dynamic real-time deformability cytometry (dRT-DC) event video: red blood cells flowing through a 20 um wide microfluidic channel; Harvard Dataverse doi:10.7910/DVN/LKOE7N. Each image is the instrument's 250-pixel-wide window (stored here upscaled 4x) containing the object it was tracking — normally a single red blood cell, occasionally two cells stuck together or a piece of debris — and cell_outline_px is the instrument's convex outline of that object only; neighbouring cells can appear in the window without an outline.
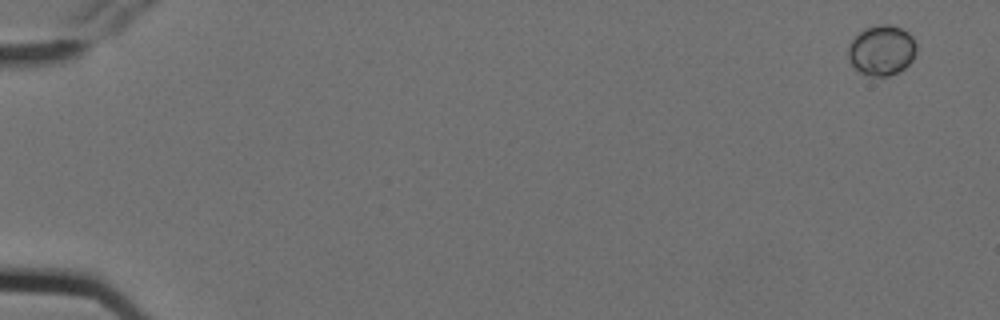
{"species": "Egyptian fruit bat (a non-hibernating species)", "species_latin": "Rousettus aegyptiacus", "temperature_condition": "cold", "stored_images_in_passage": 6, "camera_frame_rate_fps": 3000, "um_per_image_px": 0.085, "animal": {"sex": "female"}, "frame": {"image": 1, "passage_image": 1, "time_ms": 0.0, "image_size_px": [1000, 320], "cell_outline_px": [[916, 52], [912, 60], [904, 68], [888, 76], [872, 76], [860, 72], [848, 60], [848, 48], [852, 40], [860, 32], [876, 24], [888, 24], [900, 28], [908, 32], [912, 36], [916, 44]], "centroid_in_image_um": [74.95, 4.27], "position_along_channel_um": 10.1, "area_um2": 19.77}}
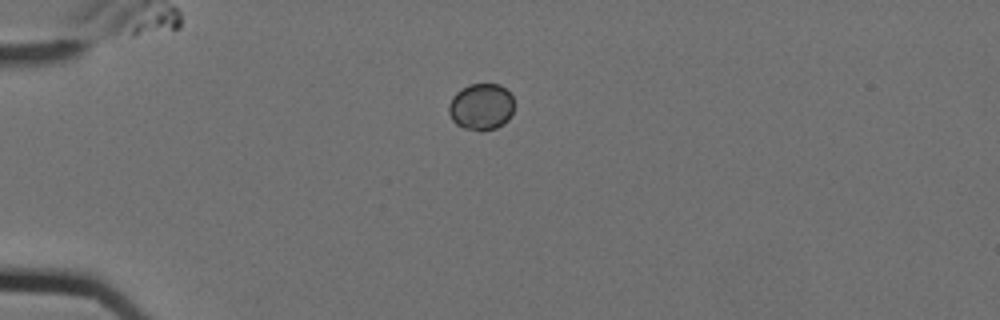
{"frame": {"image": 2, "passage_image": 5, "time_ms": 1.333, "image_size_px": [1000, 320], "cell_outline_px": [[512, 112], [508, 120], [504, 124], [496, 128], [480, 132], [464, 128], [456, 124], [452, 120], [448, 112], [448, 104], [452, 96], [460, 88], [468, 84], [500, 84], [512, 96]], "centroid_in_image_um": [40.86, 9.08], "position_along_channel_um": 44.1, "area_um2": 17.98}}